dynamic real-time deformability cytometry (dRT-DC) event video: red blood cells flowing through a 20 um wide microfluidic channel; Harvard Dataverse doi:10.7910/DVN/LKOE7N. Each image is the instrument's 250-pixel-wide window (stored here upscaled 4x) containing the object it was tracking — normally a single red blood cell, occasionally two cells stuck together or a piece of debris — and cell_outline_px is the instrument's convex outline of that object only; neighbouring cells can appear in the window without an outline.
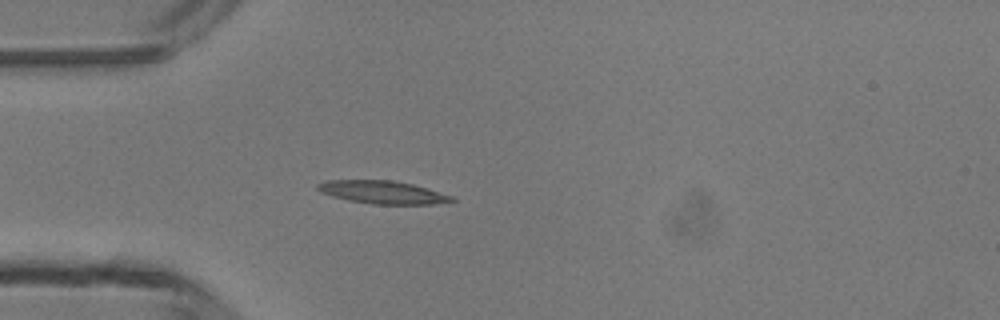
{"species": "common noctule bat (a hibernating species)", "species_latin": "Nyctalus noctula", "temperature_condition": "room temperature", "stored_images_in_passage": 2, "camera_frame_rate_fps": 3000, "um_per_image_px": 0.085, "animal": {"sex": "male", "body_mass_g": 13.3}, "frame": {"image": 1, "passage_image": 2, "time_ms": 2.0, "image_size_px": [1000, 320], "cell_outline_px": [[456, 200], [432, 204], [372, 204], [348, 200], [332, 196], [320, 192], [316, 188], [316, 184], [328, 180], [392, 180], [412, 184], [452, 196]], "centroid_in_image_um": [32.46, 16.34], "position_along_channel_um": 52.5, "area_um2": 17.74}}